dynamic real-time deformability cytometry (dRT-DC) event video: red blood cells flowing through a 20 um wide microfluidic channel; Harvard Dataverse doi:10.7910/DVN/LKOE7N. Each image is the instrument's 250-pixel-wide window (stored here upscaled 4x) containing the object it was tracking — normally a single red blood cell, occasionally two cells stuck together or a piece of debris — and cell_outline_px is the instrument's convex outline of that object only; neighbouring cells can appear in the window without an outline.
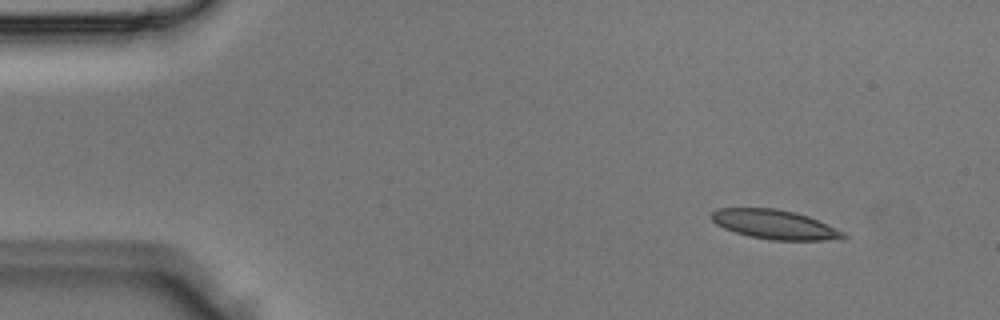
{"species": "Egyptian fruit bat (a non-hibernating species)", "species_latin": "Rousettus aegyptiacus", "temperature_condition": "room temperature", "stored_images_in_passage": 4, "segment_of_instrument_passage": [1, 2], "camera_frame_rate_fps": 3000, "um_per_image_px": 0.085, "animal": {"sex": "male"}, "frame": {"image": 1, "passage_image": 1, "time_ms": 0.0, "image_size_px": [1000, 320], "cell_outline_px": [[848, 236], [824, 240], [772, 240], [748, 236], [724, 228], [716, 224], [708, 216], [716, 208], [776, 208], [796, 212], [808, 216], [844, 232]], "centroid_in_image_um": [65.78, 19.06], "position_along_channel_um": 19.2, "area_um2": 22.37}}